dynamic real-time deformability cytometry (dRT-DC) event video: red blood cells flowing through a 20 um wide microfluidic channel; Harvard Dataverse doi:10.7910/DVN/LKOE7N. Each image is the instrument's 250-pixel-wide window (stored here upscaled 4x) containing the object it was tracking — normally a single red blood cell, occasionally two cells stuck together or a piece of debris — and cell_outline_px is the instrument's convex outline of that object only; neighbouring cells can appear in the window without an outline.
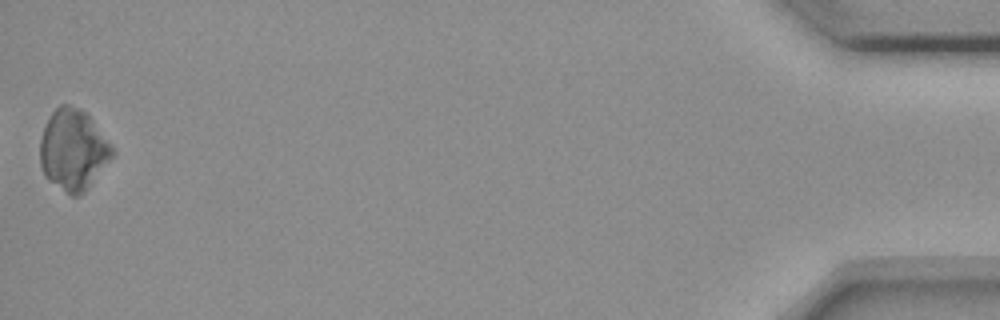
{"species": "common noctule bat (a hibernating species)", "species_latin": "Nyctalus noctula", "temperature_condition": "room temperature", "stored_images_in_passage": 38, "camera_frame_rate_fps": 3000, "um_per_image_px": 0.085, "animal": {"sex": "female", "body_mass_g": 18.4}, "frame": {"image": 1, "passage_image": 38, "time_ms": 12.333, "image_size_px": [1000, 320], "cell_outline_px": [[112, 156], [88, 188], [80, 196], [72, 196], [48, 180], [44, 176], [40, 164], [40, 140], [44, 128], [52, 112], [60, 104], [68, 104], [80, 108], [88, 116], [112, 148]], "centroid_in_image_um": [6.17, 12.75], "position_along_channel_um": 429.0, "area_um2": 33.29}}